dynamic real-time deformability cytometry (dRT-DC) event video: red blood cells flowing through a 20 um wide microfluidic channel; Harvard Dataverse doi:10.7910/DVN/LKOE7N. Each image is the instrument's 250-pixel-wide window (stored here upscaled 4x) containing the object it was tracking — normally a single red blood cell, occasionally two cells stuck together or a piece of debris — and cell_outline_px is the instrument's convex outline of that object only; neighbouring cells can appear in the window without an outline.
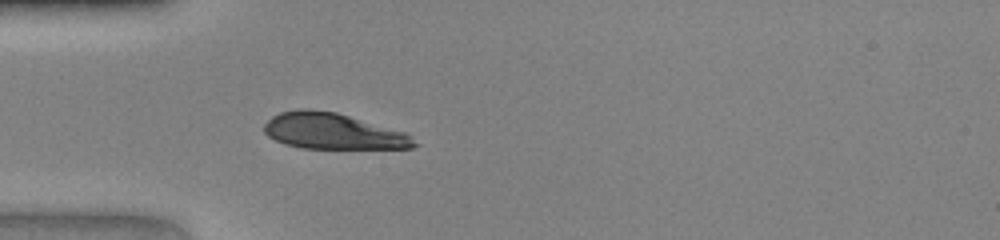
{"species": "human", "species_latin": "Homo sapiens", "temperature_condition": "warm", "stored_images_in_passage": 34, "camera_frame_rate_fps": 3000, "um_per_image_px": 0.085, "donor": {"sex": "female"}, "frame": {"image": 1, "passage_image": 1, "time_ms": 0.0, "image_size_px": [1000, 240], "cell_outline_px": [[420, 144], [412, 148], [300, 148], [284, 144], [268, 136], [264, 132], [264, 124], [272, 116], [280, 112], [300, 108], [308, 108], [336, 112], [404, 132]], "centroid_in_image_um": [28.26, 11.15], "position_along_channel_um": 56.7, "area_um2": 31.33}}
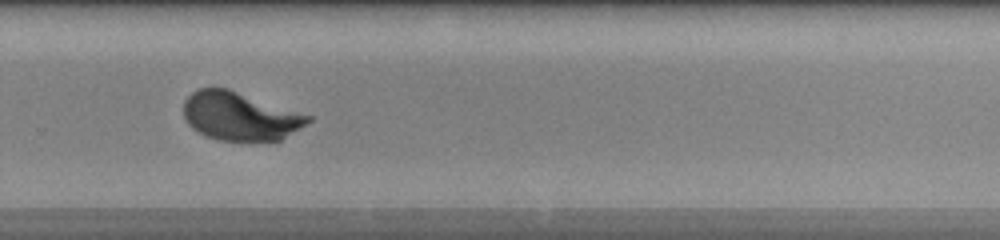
{"frame": {"image": 2, "passage_image": 19, "time_ms": 6.0, "image_size_px": [1000, 240], "cell_outline_px": [[312, 120], [280, 140], [248, 144], [220, 140], [204, 136], [192, 128], [184, 120], [184, 100], [192, 92], [200, 88], [228, 88], [312, 116]], "centroid_in_image_um": [20.38, 9.92], "position_along_channel_um": 309.4, "area_um2": 35.72}}
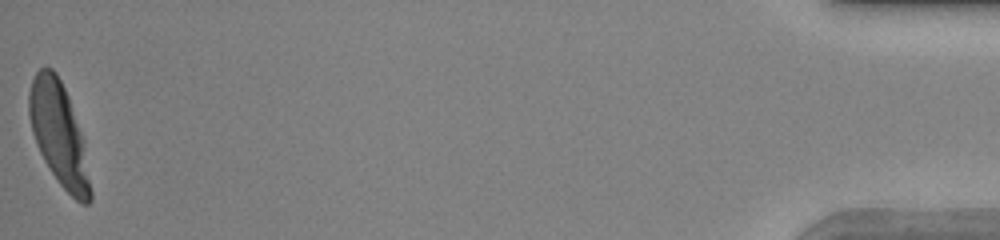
{"frame": {"image": 3, "passage_image": 34, "time_ms": 11.0, "image_size_px": [1000, 240], "cell_outline_px": [[92, 200], [88, 204], [84, 204], [76, 200], [60, 184], [44, 160], [36, 144], [32, 132], [28, 116], [28, 92], [32, 80], [36, 72], [40, 68], [52, 68], [56, 72], [68, 96], [84, 140], [92, 192]], "centroid_in_image_um": [5.01, 11.4], "position_along_channel_um": 430.2, "area_um2": 36.7}}